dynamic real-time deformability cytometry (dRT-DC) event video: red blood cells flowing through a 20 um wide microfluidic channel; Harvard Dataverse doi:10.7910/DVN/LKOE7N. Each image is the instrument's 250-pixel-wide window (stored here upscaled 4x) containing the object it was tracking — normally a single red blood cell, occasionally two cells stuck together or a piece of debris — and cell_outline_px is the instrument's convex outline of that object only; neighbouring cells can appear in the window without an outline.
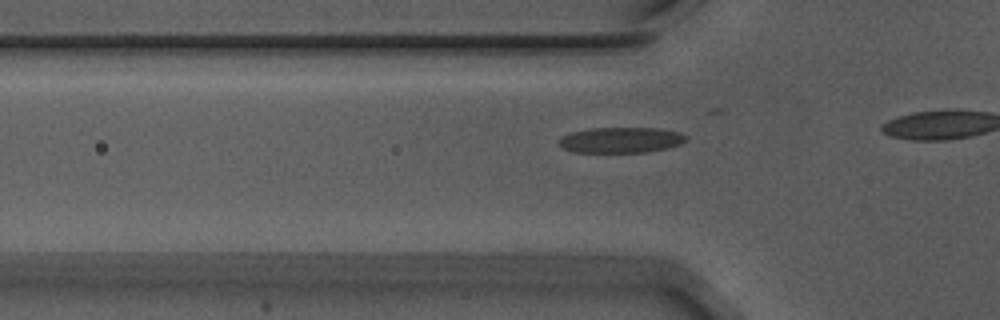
{"species": "Egyptian fruit bat (a non-hibernating species)", "species_latin": "Rousettus aegyptiacus", "temperature_condition": "warm", "stored_images_in_passage": 10, "camera_frame_rate_fps": 3000, "um_per_image_px": 0.085, "animal": {"sex": "male"}, "frame": {"image": 1, "passage_image": 5, "time_ms": 1.333, "image_size_px": [1000, 320], "cell_outline_px": [[688, 136], [680, 144], [668, 148], [644, 152], [572, 152], [564, 148], [560, 144], [560, 136], [572, 132], [592, 128], [656, 128], [680, 132]], "centroid_in_image_um": [52.78, 11.9], "position_along_channel_um": 73.0, "area_um2": 18.84}}
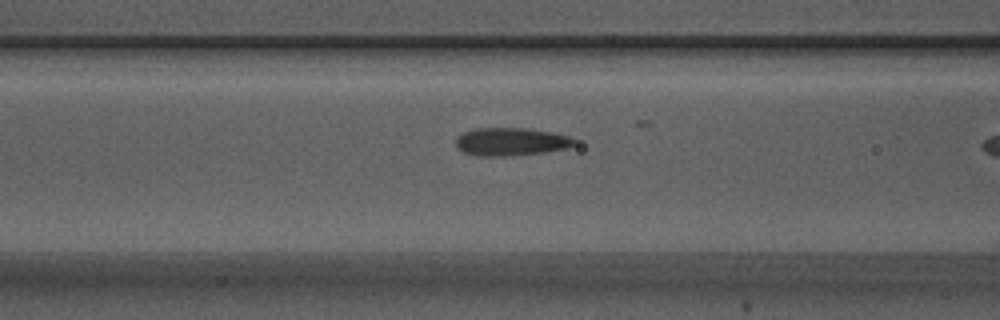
{"frame": {"image": 2, "passage_image": 9, "time_ms": 2.667, "image_size_px": [1000, 320], "cell_outline_px": [[576, 144], [568, 148], [544, 152], [504, 156], [480, 156], [464, 152], [456, 144], [456, 136], [464, 132], [476, 128], [528, 128], [552, 132], [568, 136], [576, 140]], "centroid_in_image_um": [43.45, 12.03], "position_along_channel_um": 123.1, "area_um2": 19.25}}